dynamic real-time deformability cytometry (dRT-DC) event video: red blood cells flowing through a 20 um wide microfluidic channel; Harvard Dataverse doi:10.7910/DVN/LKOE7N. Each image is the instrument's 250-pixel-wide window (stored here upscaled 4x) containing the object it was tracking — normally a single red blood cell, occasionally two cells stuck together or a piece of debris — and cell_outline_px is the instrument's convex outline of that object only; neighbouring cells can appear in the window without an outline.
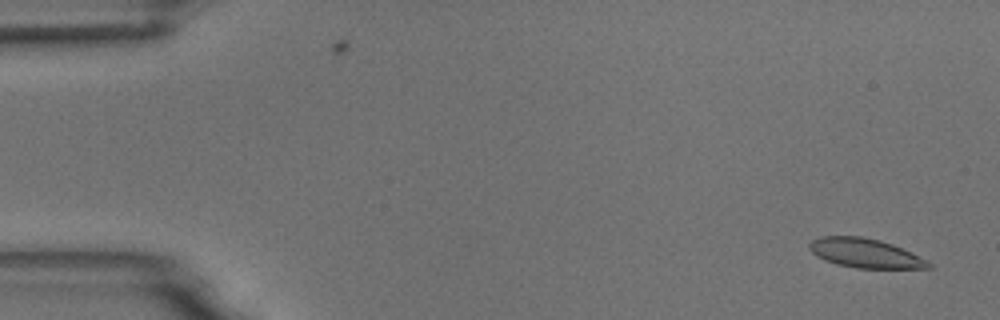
{"species": "common noctule bat (a hibernating species)", "species_latin": "Nyctalus noctula", "temperature_condition": "room temperature", "stored_images_in_passage": 5, "camera_frame_rate_fps": 3000, "um_per_image_px": 0.085, "animal": {"sex": "male", "body_mass_g": 18.8}, "frame": {"image": 1, "passage_image": 1, "time_ms": 0.0, "image_size_px": [1000, 320], "cell_outline_px": [[932, 268], [856, 268], [836, 264], [824, 260], [816, 256], [808, 248], [808, 244], [812, 240], [820, 236], [864, 236], [880, 240], [892, 244], [928, 260], [932, 264]], "centroid_in_image_um": [73.51, 21.51], "position_along_channel_um": 11.5, "area_um2": 20.4}}
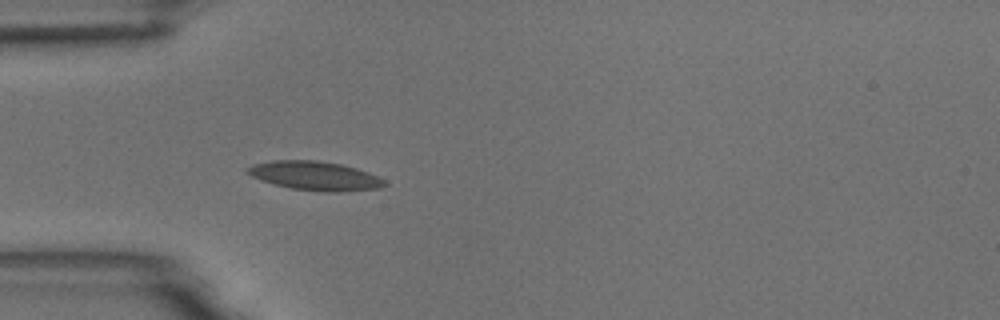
{"frame": {"image": 2, "passage_image": 5, "time_ms": 4.667, "image_size_px": [1000, 320], "cell_outline_px": [[388, 184], [380, 188], [340, 192], [328, 192], [292, 188], [260, 180], [244, 172], [244, 168], [252, 164], [272, 160], [316, 160], [340, 164], [356, 168], [368, 172], [384, 180]], "centroid_in_image_um": [26.74, 14.94], "position_along_channel_um": 58.3, "area_um2": 23.12}}